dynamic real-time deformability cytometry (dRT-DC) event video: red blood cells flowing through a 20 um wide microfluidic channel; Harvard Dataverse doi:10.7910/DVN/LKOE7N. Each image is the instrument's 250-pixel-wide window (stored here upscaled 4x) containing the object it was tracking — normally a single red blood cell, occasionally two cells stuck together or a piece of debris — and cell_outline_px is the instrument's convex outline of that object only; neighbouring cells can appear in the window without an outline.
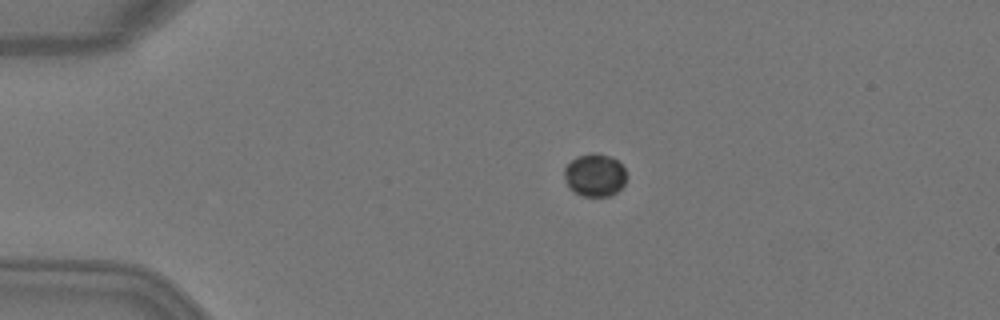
{"species": "Egyptian fruit bat (a non-hibernating species)", "species_latin": "Rousettus aegyptiacus", "temperature_condition": "warm", "stored_images_in_passage": 3, "camera_frame_rate_fps": 3000, "um_per_image_px": 0.085, "animal": {"sex": "female"}, "frame": {"image": 1, "passage_image": 2, "time_ms": 0.333, "image_size_px": [1000, 320], "cell_outline_px": [[628, 176], [624, 184], [616, 192], [608, 196], [580, 196], [568, 188], [564, 176], [564, 168], [576, 156], [592, 152], [596, 152], [612, 156], [624, 168]], "centroid_in_image_um": [50.55, 14.87], "position_along_channel_um": 34.4, "area_um2": 15.78}}